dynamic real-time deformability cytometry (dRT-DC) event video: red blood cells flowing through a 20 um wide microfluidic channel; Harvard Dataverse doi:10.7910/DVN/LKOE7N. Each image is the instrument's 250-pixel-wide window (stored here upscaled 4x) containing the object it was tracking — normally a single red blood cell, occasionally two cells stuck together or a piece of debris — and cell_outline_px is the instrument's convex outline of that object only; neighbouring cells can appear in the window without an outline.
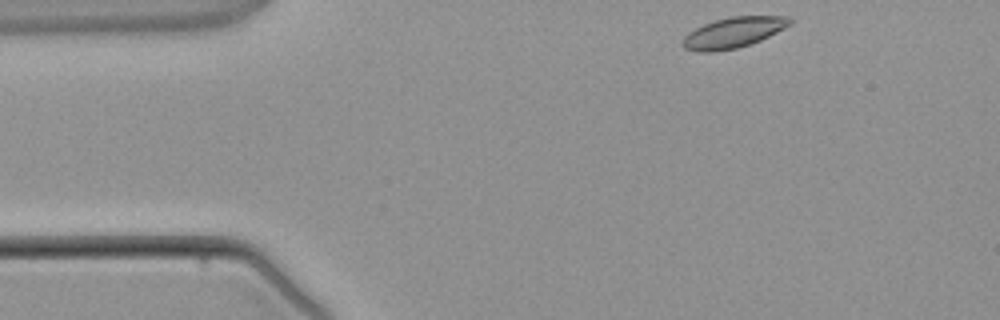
{"species": "common noctule bat (a hibernating species)", "species_latin": "Nyctalus noctula", "temperature_condition": "warm", "stored_images_in_passage": 3, "camera_frame_rate_fps": 3000, "um_per_image_px": 0.085, "animal": {"sex": "male", "body_mass_g": 21.5, "forearm_length_mm": 52.0}, "frame": {"image": 1, "passage_image": 1, "time_ms": 0.0, "image_size_px": [1000, 320], "cell_outline_px": [[792, 24], [760, 40], [736, 48], [712, 52], [696, 52], [684, 48], [680, 44], [684, 36], [688, 32], [704, 24], [716, 20], [732, 16], [788, 16], [792, 20]], "centroid_in_image_um": [62.29, 2.77], "position_along_channel_um": 22.7, "area_um2": 19.02}}
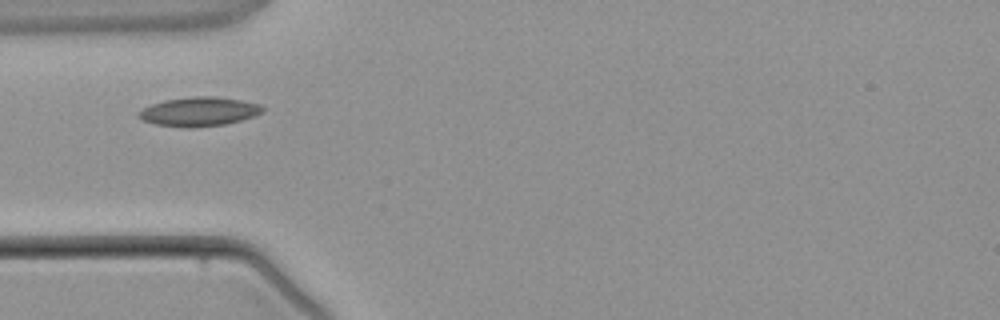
{"frame": {"image": 2, "passage_image": 3, "time_ms": 2.333, "image_size_px": [1000, 320], "cell_outline_px": [[264, 112], [240, 120], [224, 124], [192, 128], [184, 128], [156, 124], [144, 120], [136, 116], [136, 112], [152, 104], [164, 100], [192, 96], [216, 96], [240, 100], [260, 104], [264, 108]], "centroid_in_image_um": [16.89, 9.48], "position_along_channel_um": 68.1, "area_um2": 21.04}}